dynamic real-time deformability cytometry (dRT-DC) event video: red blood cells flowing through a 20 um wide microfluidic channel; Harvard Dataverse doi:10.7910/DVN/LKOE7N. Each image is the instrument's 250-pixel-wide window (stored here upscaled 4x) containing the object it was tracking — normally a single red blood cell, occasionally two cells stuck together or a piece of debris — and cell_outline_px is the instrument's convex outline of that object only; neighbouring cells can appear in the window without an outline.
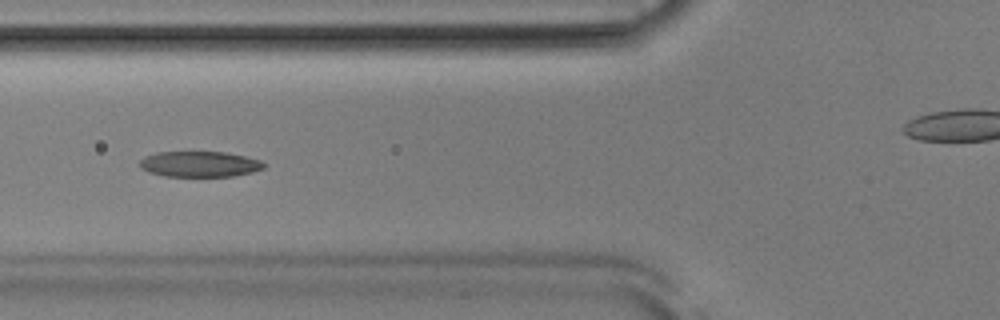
{"species": "Egyptian fruit bat (a non-hibernating species)", "species_latin": "Rousettus aegyptiacus", "temperature_condition": "room temperature", "stored_images_in_passage": 53, "camera_frame_rate_fps": 3000, "um_per_image_px": 0.085, "animal": {"sex": "male"}, "frame": {"image": 1, "passage_image": 20, "time_ms": 6.333, "image_size_px": [1000, 320], "cell_outline_px": [[268, 164], [264, 168], [252, 172], [232, 176], [164, 176], [148, 172], [140, 168], [140, 160], [144, 156], [156, 152], [224, 152], [244, 156], [260, 160]], "centroid_in_image_um": [16.96, 13.95], "position_along_channel_um": 108.8, "area_um2": 18.61}}
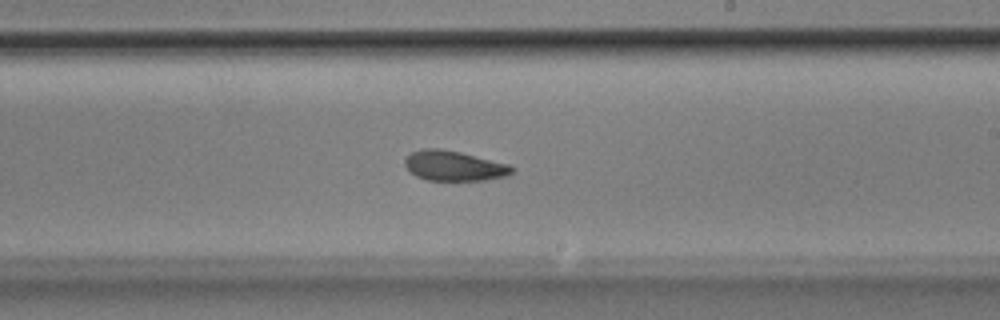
{"frame": {"image": 2, "passage_image": 31, "time_ms": 10.0, "image_size_px": [1000, 320], "cell_outline_px": [[516, 168], [512, 172], [504, 176], [484, 180], [428, 180], [416, 176], [404, 164], [404, 160], [412, 152], [424, 148], [440, 148], [460, 152], [508, 164]], "centroid_in_image_um": [38.58, 14.09], "position_along_channel_um": 250.4, "area_um2": 18.5}}
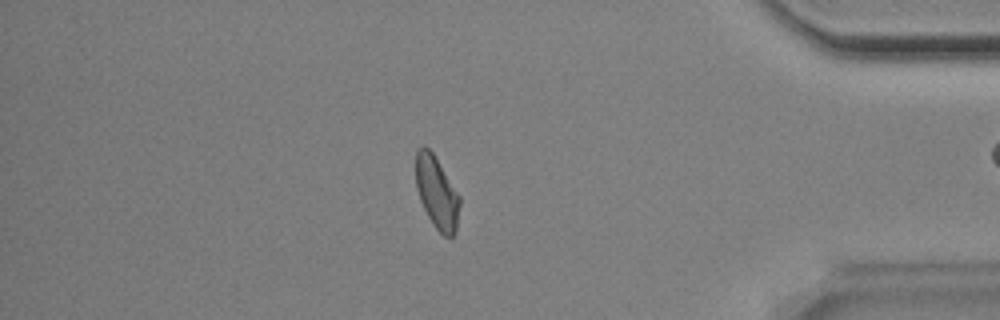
{"frame": {"image": 3, "passage_image": 45, "time_ms": 14.667, "image_size_px": [1000, 320], "cell_outline_px": [[460, 204], [456, 232], [452, 236], [444, 236], [436, 228], [428, 216], [420, 200], [416, 188], [416, 152], [424, 144], [432, 152], [460, 196]], "centroid_in_image_um": [37.13, 16.38], "position_along_channel_um": 398.1, "area_um2": 18.26}, "authors_computed_cell_mechanics": {"area_um2": 19.363, "velocity_mm_per_s": 3.8614, "shape_relaxation_time_tau1_ms": 2.4195, "shape_relaxation_time_tau2_ms": 4.0058, "deformation_change_tau1": 0.1243, "deformation_change_tau2": 0.1063}}